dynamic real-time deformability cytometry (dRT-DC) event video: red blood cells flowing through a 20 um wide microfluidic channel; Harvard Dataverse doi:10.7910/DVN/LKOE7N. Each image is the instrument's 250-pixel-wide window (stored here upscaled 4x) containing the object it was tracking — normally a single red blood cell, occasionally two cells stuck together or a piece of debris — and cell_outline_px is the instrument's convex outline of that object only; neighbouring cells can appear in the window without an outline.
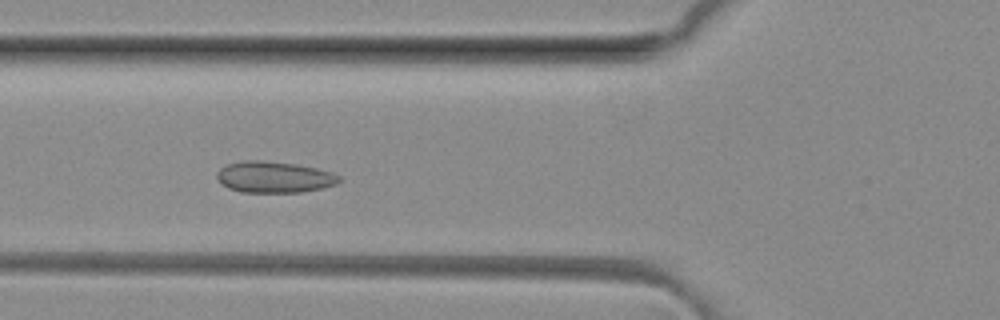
{"species": "common noctule bat (a hibernating species)", "species_latin": "Nyctalus noctula", "temperature_condition": "room temperature", "stored_images_in_passage": 40, "camera_frame_rate_fps": 3000, "um_per_image_px": 0.085, "animal": {"sex": "female", "body_mass_g": 29.2, "forearm_length_mm": 56.3}, "frame": {"image": 1, "passage_image": 7, "time_ms": 2.0, "image_size_px": [1000, 320], "cell_outline_px": [[340, 180], [336, 184], [320, 188], [300, 192], [240, 192], [228, 188], [216, 176], [216, 172], [220, 168], [228, 164], [244, 160], [260, 160], [296, 164], [316, 168], [332, 172], [340, 176]], "centroid_in_image_um": [23.29, 15.04], "position_along_channel_um": 102.5, "area_um2": 22.14}}
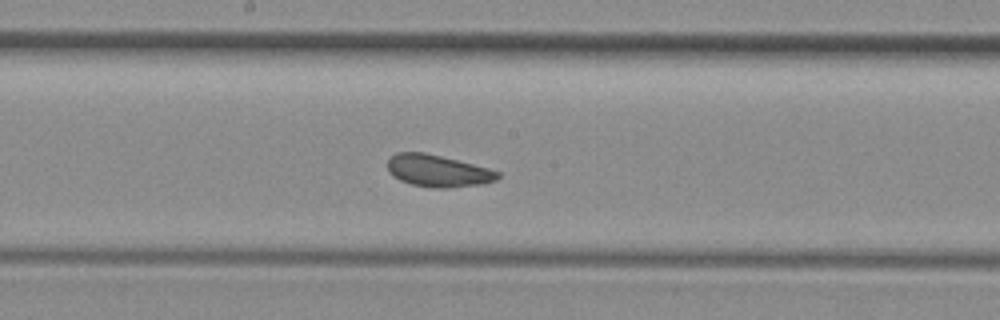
{"frame": {"image": 2, "passage_image": 15, "time_ms": 4.667, "image_size_px": [1000, 320], "cell_outline_px": [[500, 176], [496, 180], [484, 184], [448, 188], [432, 188], [412, 184], [400, 180], [388, 172], [388, 160], [396, 152], [424, 152], [488, 168], [500, 172]], "centroid_in_image_um": [37.22, 14.53], "position_along_channel_um": 211.0, "area_um2": 20.46}}
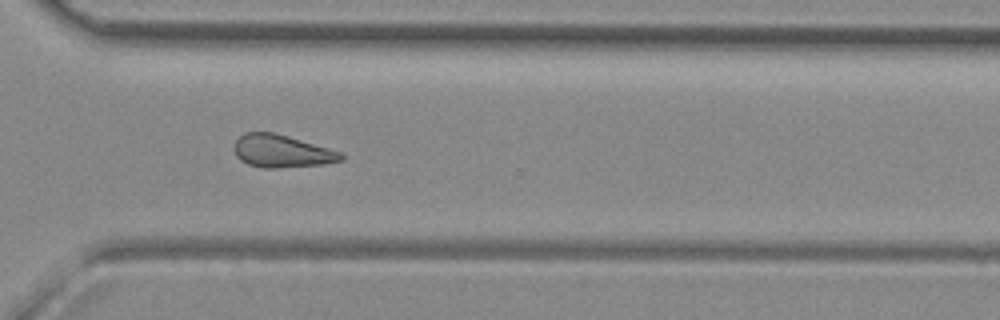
{"frame": {"image": 3, "passage_image": 25, "time_ms": 8.0, "image_size_px": [1000, 320], "cell_outline_px": [[344, 160], [324, 164], [280, 168], [260, 168], [248, 164], [240, 160], [236, 156], [232, 148], [236, 140], [244, 132], [272, 132], [288, 136], [328, 148], [340, 152], [344, 156]], "centroid_in_image_um": [23.91, 12.86], "position_along_channel_um": 346.7, "area_um2": 20.46}, "authors_computed_cell_mechanics": {"area_um2": 20.7502, "velocity_mm_per_s": 4.0869, "shape_relaxation_time_tau1_ms": null, "shape_relaxation_time_tau2_ms": 8.6129, "deformation_change_tau1": null, "deformation_change_tau2": 0.1666}}